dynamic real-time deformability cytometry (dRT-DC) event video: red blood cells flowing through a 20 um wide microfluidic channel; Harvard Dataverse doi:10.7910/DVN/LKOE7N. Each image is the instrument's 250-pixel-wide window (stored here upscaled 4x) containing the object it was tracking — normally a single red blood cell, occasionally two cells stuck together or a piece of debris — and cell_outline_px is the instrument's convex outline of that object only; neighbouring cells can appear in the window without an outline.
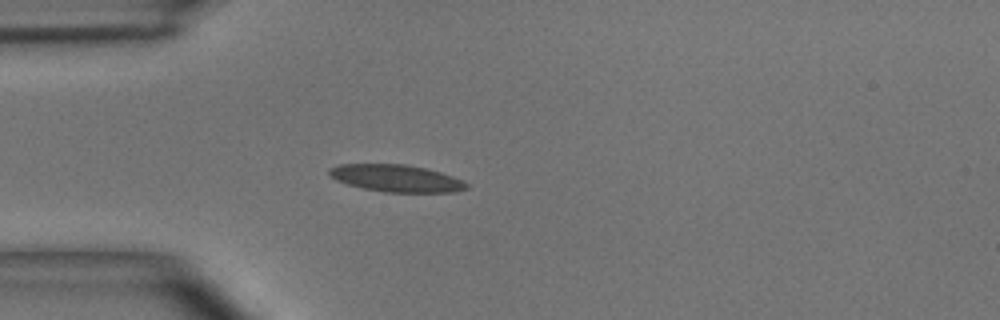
{"species": "common noctule bat (a hibernating species)", "species_latin": "Nyctalus noctula", "temperature_condition": "room temperature", "stored_images_in_passage": 2, "camera_frame_rate_fps": 3000, "um_per_image_px": 0.085, "animal": {"sex": "male", "body_mass_g": 15.6}, "frame": {"image": 1, "passage_image": 2, "time_ms": 0.333, "image_size_px": [1000, 320], "cell_outline_px": [[468, 188], [456, 192], [384, 192], [364, 188], [348, 184], [336, 180], [328, 172], [328, 168], [340, 164], [404, 164], [424, 168], [440, 172], [464, 180], [468, 184]], "centroid_in_image_um": [33.7, 15.15], "position_along_channel_um": 51.3, "area_um2": 21.62}}